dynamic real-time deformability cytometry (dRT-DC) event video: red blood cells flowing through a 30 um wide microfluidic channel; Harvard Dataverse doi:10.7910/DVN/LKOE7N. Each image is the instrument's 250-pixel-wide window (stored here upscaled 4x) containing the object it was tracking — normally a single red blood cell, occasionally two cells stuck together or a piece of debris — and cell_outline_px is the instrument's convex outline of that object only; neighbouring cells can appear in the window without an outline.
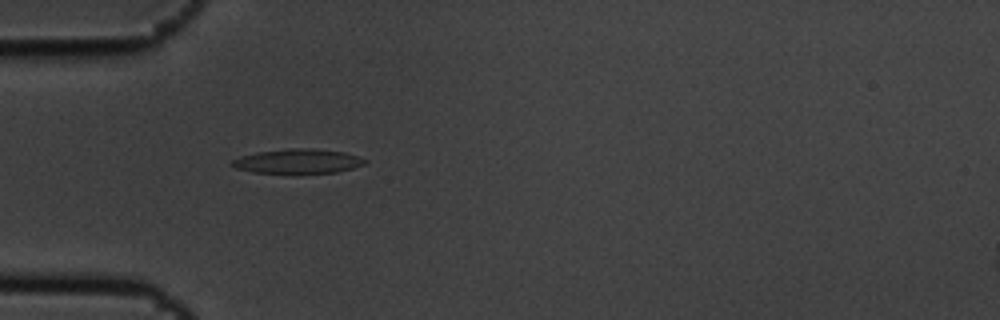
{"species": "common noctule bat (a hibernating species)", "species_latin": "Nyctalus noctula", "temperature_condition": "cold", "stored_images_in_passage": 5, "camera_frame_rate_fps": 3000, "um_per_image_px": 0.085, "animal": {"sex": "male", "body_mass_g": 19.5, "forearm_length_mm": 54.6}, "frame": {"image": 1, "passage_image": 4, "time_ms": 1.0, "image_size_px": [1000, 320], "cell_outline_px": [[368, 160], [364, 164], [352, 168], [336, 172], [252, 172], [236, 168], [228, 164], [232, 160], [240, 156], [256, 152], [288, 148], [312, 148], [344, 152]], "centroid_in_image_um": [25.27, 13.68], "position_along_channel_um": 59.7, "area_um2": 18.67}}
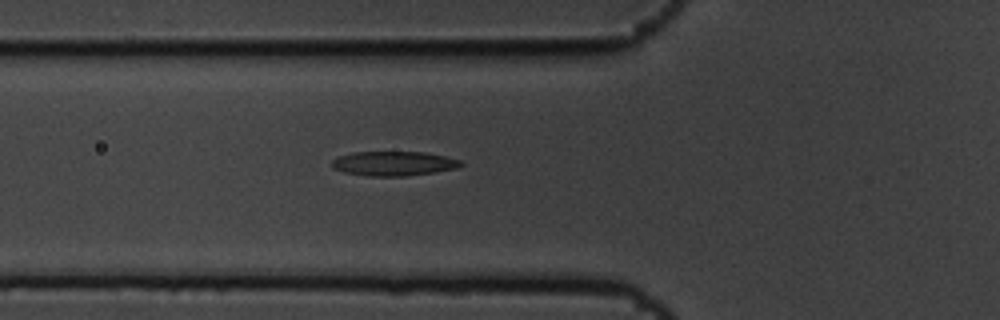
{"frame": {"image": 2, "passage_image": 5, "time_ms": 1.333, "image_size_px": [1000, 320], "cell_outline_px": [[464, 164], [456, 168], [436, 172], [408, 176], [368, 176], [344, 172], [332, 168], [332, 160], [340, 156], [352, 152], [424, 152], [444, 156], [460, 160]], "centroid_in_image_um": [33.46, 13.9], "position_along_channel_um": 92.3, "area_um2": 18.38}}